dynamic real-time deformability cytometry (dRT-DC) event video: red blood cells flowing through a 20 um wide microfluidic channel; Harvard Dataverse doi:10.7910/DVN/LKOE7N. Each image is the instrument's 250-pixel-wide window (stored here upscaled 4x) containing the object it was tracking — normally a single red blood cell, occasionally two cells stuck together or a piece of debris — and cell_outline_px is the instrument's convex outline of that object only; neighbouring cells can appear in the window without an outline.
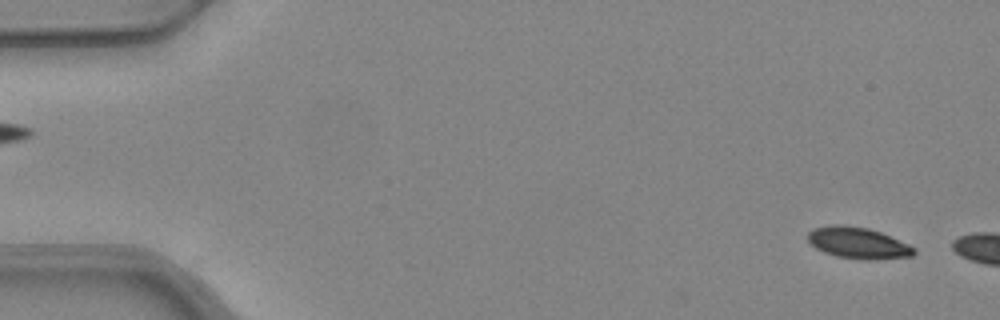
{"species": "common noctule bat (a hibernating species)", "species_latin": "Nyctalus noctula", "temperature_condition": "warm", "stored_images_in_passage": 6, "camera_frame_rate_fps": 3000, "um_per_image_px": 0.085, "animal": {"sex": "female", "body_mass_g": 24.6, "forearm_length_mm": 56.2}, "frame": {"image": 1, "passage_image": 2, "time_ms": 0.333, "image_size_px": [1000, 320], "cell_outline_px": [[916, 252], [912, 256], [868, 260], [836, 256], [824, 252], [816, 248], [808, 240], [808, 232], [812, 228], [832, 224], [840, 224], [868, 228], [880, 232], [908, 244], [916, 248]], "centroid_in_image_um": [72.92, 20.64], "position_along_channel_um": 12.1, "area_um2": 19.31}}